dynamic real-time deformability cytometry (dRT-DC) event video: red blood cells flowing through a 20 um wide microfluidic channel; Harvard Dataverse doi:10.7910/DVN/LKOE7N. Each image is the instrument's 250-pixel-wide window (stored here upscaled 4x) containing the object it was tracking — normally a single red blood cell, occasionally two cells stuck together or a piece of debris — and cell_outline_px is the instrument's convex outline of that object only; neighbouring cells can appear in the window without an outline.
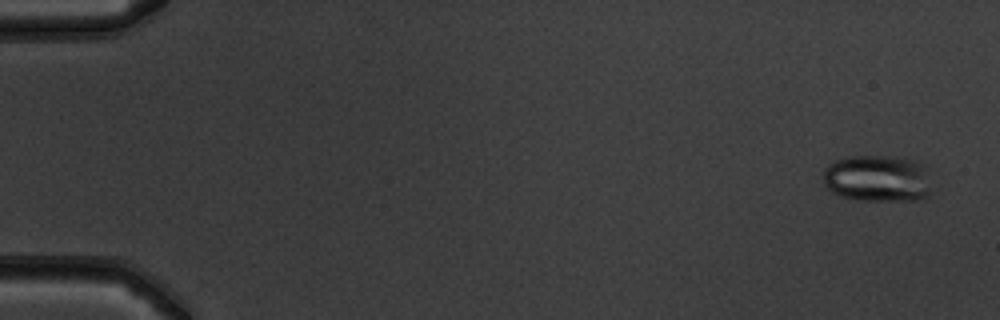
{"species": "common noctule bat (a hibernating species)", "species_latin": "Nyctalus noctula", "temperature_condition": "warm", "stored_images_in_passage": 53, "camera_frame_rate_fps": 3000, "um_per_image_px": 0.085, "animal": {"sex": "male", "body_mass_g": 19.5, "forearm_length_mm": 54.6}, "frame": {"image": 1, "passage_image": 3, "time_ms": 0.667, "image_size_px": [1000, 320], "cell_outline_px": [[928, 196], [920, 200], [860, 200], [840, 196], [832, 192], [824, 184], [824, 172], [828, 164], [836, 160], [852, 156], [892, 156], [912, 160], [920, 164], [928, 192]], "centroid_in_image_um": [74.48, 15.18], "position_along_channel_um": 10.5, "area_um2": 28.78}}
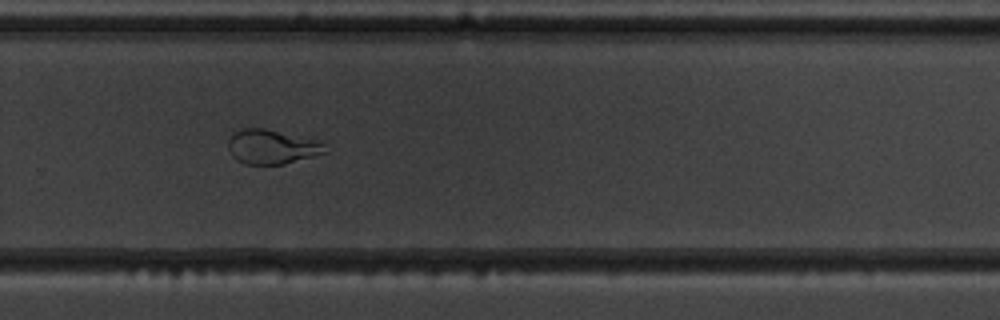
{"frame": {"image": 2, "passage_image": 37, "time_ms": 12.0, "image_size_px": [1000, 320], "cell_outline_px": [[328, 152], [284, 164], [244, 164], [236, 160], [232, 156], [228, 148], [228, 140], [236, 132], [244, 128], [264, 128], [320, 140]], "centroid_in_image_um": [23.12, 12.48], "position_along_channel_um": 306.7, "area_um2": 19.42}}
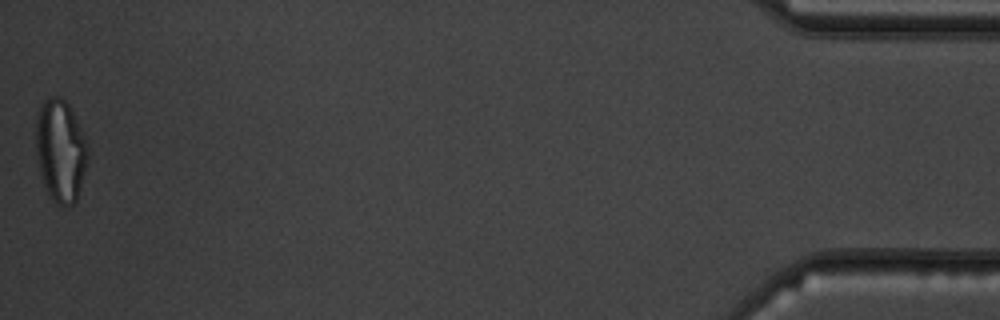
{"frame": {"image": 3, "passage_image": 53, "time_ms": 17.333, "image_size_px": [1000, 320], "cell_outline_px": [[88, 160], [80, 188], [76, 200], [72, 204], [64, 208], [56, 204], [52, 200], [44, 184], [40, 172], [36, 152], [36, 116], [44, 100], [52, 96], [60, 96], [68, 104], [84, 136], [88, 148]], "centroid_in_image_um": [5.14, 12.83], "position_along_channel_um": 430.1, "area_um2": 30.87}, "authors_computed_cell_mechanics": {"area_um2": 26.9348, "velocity_mm_per_s": 3.9458, "shape_relaxation_time_tau1_ms": 4.7782, "shape_relaxation_time_tau2_ms": null, "deformation_change_tau1": 0.178, "deformation_change_tau2": null}}